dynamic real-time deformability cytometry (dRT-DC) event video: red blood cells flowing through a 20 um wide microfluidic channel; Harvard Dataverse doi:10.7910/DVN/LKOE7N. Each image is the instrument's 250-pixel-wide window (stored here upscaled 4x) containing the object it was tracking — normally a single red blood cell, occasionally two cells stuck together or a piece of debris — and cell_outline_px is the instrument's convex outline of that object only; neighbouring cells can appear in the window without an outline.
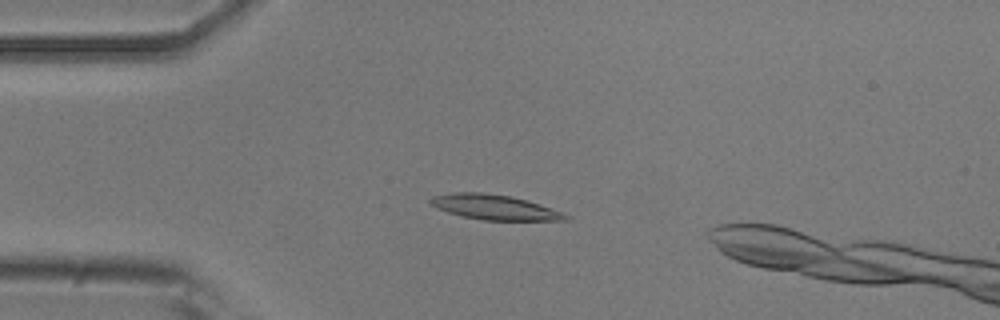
{"species": "common noctule bat (a hibernating species)", "species_latin": "Nyctalus noctula", "temperature_condition": "room temperature", "stored_images_in_passage": 38, "camera_frame_rate_fps": 3000, "um_per_image_px": 0.085, "animal": {"sex": "male", "body_mass_g": 20.5, "forearm_length_mm": 52.5}, "frame": {"image": 1, "passage_image": 1, "time_ms": 0.0, "image_size_px": [1000, 320], "cell_outline_px": [[568, 220], [484, 220], [460, 216], [436, 208], [428, 200], [432, 196], [452, 192], [480, 192], [512, 196], [528, 200], [564, 212], [568, 216]], "centroid_in_image_um": [42.02, 17.6], "position_along_channel_um": 43.0, "area_um2": 19.77}}
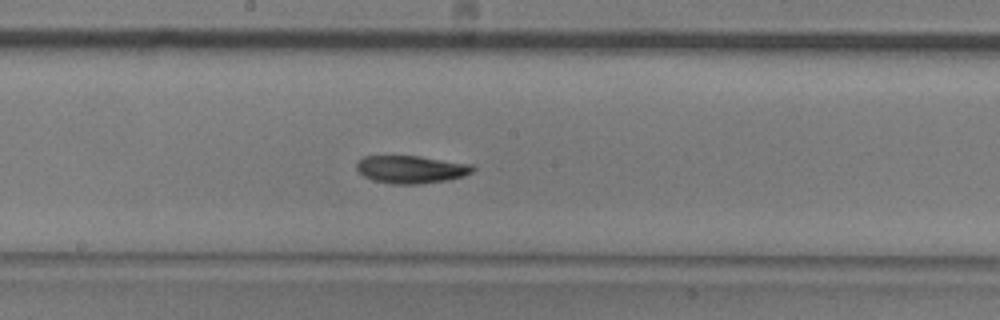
{"frame": {"image": 2, "passage_image": 16, "time_ms": 5.0, "image_size_px": [1000, 320], "cell_outline_px": [[476, 168], [472, 172], [464, 176], [448, 180], [420, 184], [392, 184], [372, 180], [364, 176], [356, 168], [356, 164], [364, 156], [420, 156], [472, 164]], "centroid_in_image_um": [34.97, 14.4], "position_along_channel_um": 213.2, "area_um2": 18.84}}
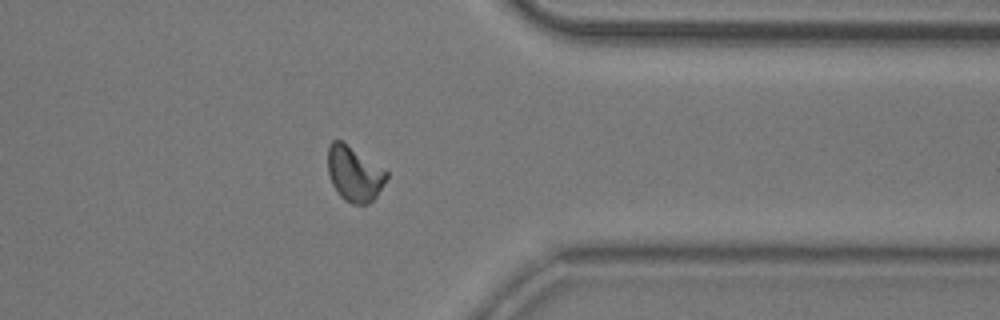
{"frame": {"image": 3, "passage_image": 30, "time_ms": 9.667, "image_size_px": [1000, 320], "cell_outline_px": [[388, 176], [376, 196], [368, 204], [352, 204], [344, 200], [340, 196], [332, 184], [328, 172], [328, 144], [332, 140], [340, 140], [388, 172]], "centroid_in_image_um": [30.08, 14.79], "position_along_channel_um": 381.3, "area_um2": 18.5}, "authors_computed_cell_mechanics": {"area_um2": 18.5538, "velocity_mm_per_s": 3.8117, "shape_relaxation_time_tau1_ms": 4.8753, "shape_relaxation_time_tau2_ms": null, "deformation_change_tau1": 0.1483, "deformation_change_tau2": null}}